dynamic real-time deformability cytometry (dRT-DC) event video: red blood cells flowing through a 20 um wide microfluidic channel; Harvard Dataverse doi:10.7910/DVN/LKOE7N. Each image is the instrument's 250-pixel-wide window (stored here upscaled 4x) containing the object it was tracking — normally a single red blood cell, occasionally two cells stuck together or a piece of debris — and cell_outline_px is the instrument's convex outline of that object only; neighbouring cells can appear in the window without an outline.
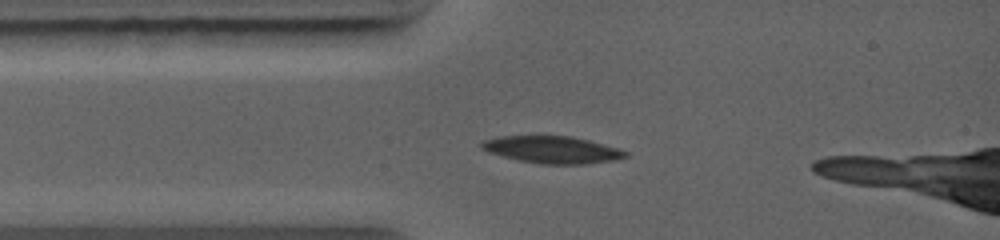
{"species": "common noctule bat (a hibernating species)", "species_latin": "Nyctalus noctula", "temperature_condition": "warm", "stored_images_in_passage": 6, "camera_frame_rate_fps": 5000, "um_per_image_px": 0.085, "animal": {"sex": "female", "body_mass_g": 19.0, "forearm_length_mm": 56.7}, "frame": {"image": 1, "passage_image": 3, "time_ms": 1.4, "image_size_px": [1000, 240], "cell_outline_px": [[628, 156], [616, 160], [584, 164], [540, 164], [520, 160], [488, 152], [480, 148], [480, 144], [484, 140], [496, 136], [572, 136], [620, 148], [628, 152]], "centroid_in_image_um": [46.96, 12.72], "position_along_channel_um": 38.0, "area_um2": 22.77}}
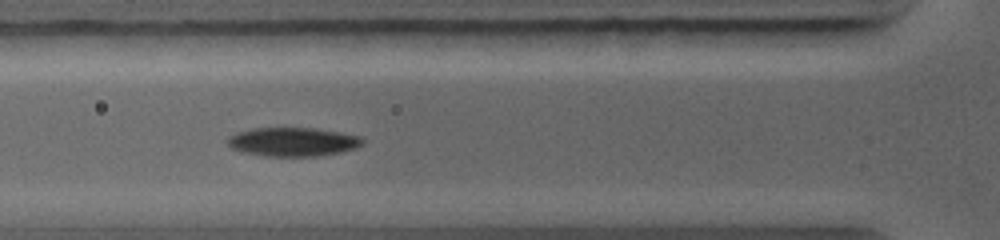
{"frame": {"image": 2, "passage_image": 5, "time_ms": 2.8, "image_size_px": [1000, 240], "cell_outline_px": [[364, 144], [356, 148], [340, 152], [316, 156], [264, 156], [240, 152], [232, 148], [224, 140], [228, 136], [236, 132], [252, 128], [316, 128], [340, 132], [360, 136], [364, 140]], "centroid_in_image_um": [24.86, 12.05], "position_along_channel_um": 100.9, "area_um2": 22.95}}